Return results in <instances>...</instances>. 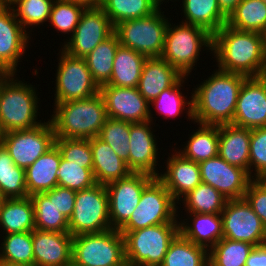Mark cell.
<instances>
[{"label":"cell","instance_id":"15","mask_svg":"<svg viewBox=\"0 0 266 266\" xmlns=\"http://www.w3.org/2000/svg\"><path fill=\"white\" fill-rule=\"evenodd\" d=\"M155 177L134 173L105 185L109 197V217L112 229H120L131 217L140 202L144 188Z\"/></svg>","mask_w":266,"mask_h":266},{"label":"cell","instance_id":"48","mask_svg":"<svg viewBox=\"0 0 266 266\" xmlns=\"http://www.w3.org/2000/svg\"><path fill=\"white\" fill-rule=\"evenodd\" d=\"M244 199L266 226V189L257 179L249 183Z\"/></svg>","mask_w":266,"mask_h":266},{"label":"cell","instance_id":"41","mask_svg":"<svg viewBox=\"0 0 266 266\" xmlns=\"http://www.w3.org/2000/svg\"><path fill=\"white\" fill-rule=\"evenodd\" d=\"M187 76H182L173 86L170 88H167L163 90L159 96L154 99L150 105H153L155 107L154 110H158V113L163 116L164 118L167 119L168 117H177L180 116L182 111H185L186 109V114L188 115V120L193 121V115H192V106H193V101H192V95L191 100H186L187 96H183L181 92V87L184 81H186ZM185 106H188L185 108Z\"/></svg>","mask_w":266,"mask_h":266},{"label":"cell","instance_id":"55","mask_svg":"<svg viewBox=\"0 0 266 266\" xmlns=\"http://www.w3.org/2000/svg\"><path fill=\"white\" fill-rule=\"evenodd\" d=\"M257 180L264 186L266 189V173L260 175Z\"/></svg>","mask_w":266,"mask_h":266},{"label":"cell","instance_id":"9","mask_svg":"<svg viewBox=\"0 0 266 266\" xmlns=\"http://www.w3.org/2000/svg\"><path fill=\"white\" fill-rule=\"evenodd\" d=\"M164 184L155 177L143 190L140 202L119 231H135L158 224H179L178 206Z\"/></svg>","mask_w":266,"mask_h":266},{"label":"cell","instance_id":"11","mask_svg":"<svg viewBox=\"0 0 266 266\" xmlns=\"http://www.w3.org/2000/svg\"><path fill=\"white\" fill-rule=\"evenodd\" d=\"M0 143L9 152L16 166L26 170L55 145V133L48 119L31 129L3 133Z\"/></svg>","mask_w":266,"mask_h":266},{"label":"cell","instance_id":"37","mask_svg":"<svg viewBox=\"0 0 266 266\" xmlns=\"http://www.w3.org/2000/svg\"><path fill=\"white\" fill-rule=\"evenodd\" d=\"M227 25L241 31L261 33L266 28V3L242 0L229 14Z\"/></svg>","mask_w":266,"mask_h":266},{"label":"cell","instance_id":"6","mask_svg":"<svg viewBox=\"0 0 266 266\" xmlns=\"http://www.w3.org/2000/svg\"><path fill=\"white\" fill-rule=\"evenodd\" d=\"M125 240L127 266H160L179 224H158L135 231H119Z\"/></svg>","mask_w":266,"mask_h":266},{"label":"cell","instance_id":"7","mask_svg":"<svg viewBox=\"0 0 266 266\" xmlns=\"http://www.w3.org/2000/svg\"><path fill=\"white\" fill-rule=\"evenodd\" d=\"M75 266H127L125 240L118 229L73 236Z\"/></svg>","mask_w":266,"mask_h":266},{"label":"cell","instance_id":"50","mask_svg":"<svg viewBox=\"0 0 266 266\" xmlns=\"http://www.w3.org/2000/svg\"><path fill=\"white\" fill-rule=\"evenodd\" d=\"M245 266H266V243L253 248Z\"/></svg>","mask_w":266,"mask_h":266},{"label":"cell","instance_id":"3","mask_svg":"<svg viewBox=\"0 0 266 266\" xmlns=\"http://www.w3.org/2000/svg\"><path fill=\"white\" fill-rule=\"evenodd\" d=\"M49 119L55 138L91 139L98 134L108 119L100 93L79 100L55 103Z\"/></svg>","mask_w":266,"mask_h":266},{"label":"cell","instance_id":"26","mask_svg":"<svg viewBox=\"0 0 266 266\" xmlns=\"http://www.w3.org/2000/svg\"><path fill=\"white\" fill-rule=\"evenodd\" d=\"M61 158L60 150L54 145L25 170L28 196L43 193L58 186V168Z\"/></svg>","mask_w":266,"mask_h":266},{"label":"cell","instance_id":"36","mask_svg":"<svg viewBox=\"0 0 266 266\" xmlns=\"http://www.w3.org/2000/svg\"><path fill=\"white\" fill-rule=\"evenodd\" d=\"M0 194L3 199L28 197L25 169L16 166L0 143Z\"/></svg>","mask_w":266,"mask_h":266},{"label":"cell","instance_id":"32","mask_svg":"<svg viewBox=\"0 0 266 266\" xmlns=\"http://www.w3.org/2000/svg\"><path fill=\"white\" fill-rule=\"evenodd\" d=\"M161 4V0H102L101 8L115 26L123 21L150 16Z\"/></svg>","mask_w":266,"mask_h":266},{"label":"cell","instance_id":"18","mask_svg":"<svg viewBox=\"0 0 266 266\" xmlns=\"http://www.w3.org/2000/svg\"><path fill=\"white\" fill-rule=\"evenodd\" d=\"M234 125L249 129L266 127V76L248 77L238 93Z\"/></svg>","mask_w":266,"mask_h":266},{"label":"cell","instance_id":"47","mask_svg":"<svg viewBox=\"0 0 266 266\" xmlns=\"http://www.w3.org/2000/svg\"><path fill=\"white\" fill-rule=\"evenodd\" d=\"M264 173H266V127L254 128L251 129L250 140V176L257 179Z\"/></svg>","mask_w":266,"mask_h":266},{"label":"cell","instance_id":"58","mask_svg":"<svg viewBox=\"0 0 266 266\" xmlns=\"http://www.w3.org/2000/svg\"><path fill=\"white\" fill-rule=\"evenodd\" d=\"M6 4L8 5L12 0H5Z\"/></svg>","mask_w":266,"mask_h":266},{"label":"cell","instance_id":"23","mask_svg":"<svg viewBox=\"0 0 266 266\" xmlns=\"http://www.w3.org/2000/svg\"><path fill=\"white\" fill-rule=\"evenodd\" d=\"M251 129L230 124L219 125L218 155L230 165L250 174Z\"/></svg>","mask_w":266,"mask_h":266},{"label":"cell","instance_id":"39","mask_svg":"<svg viewBox=\"0 0 266 266\" xmlns=\"http://www.w3.org/2000/svg\"><path fill=\"white\" fill-rule=\"evenodd\" d=\"M30 197L34 204L35 229L69 233V220L58 211L54 198H48L44 193H35Z\"/></svg>","mask_w":266,"mask_h":266},{"label":"cell","instance_id":"25","mask_svg":"<svg viewBox=\"0 0 266 266\" xmlns=\"http://www.w3.org/2000/svg\"><path fill=\"white\" fill-rule=\"evenodd\" d=\"M93 157V175L97 184L126 178L132 171L116 152L98 137L89 139Z\"/></svg>","mask_w":266,"mask_h":266},{"label":"cell","instance_id":"49","mask_svg":"<svg viewBox=\"0 0 266 266\" xmlns=\"http://www.w3.org/2000/svg\"><path fill=\"white\" fill-rule=\"evenodd\" d=\"M43 193L48 198H54L55 206L64 217L68 220L71 218L75 206L76 191L56 186L52 190H48Z\"/></svg>","mask_w":266,"mask_h":266},{"label":"cell","instance_id":"24","mask_svg":"<svg viewBox=\"0 0 266 266\" xmlns=\"http://www.w3.org/2000/svg\"><path fill=\"white\" fill-rule=\"evenodd\" d=\"M183 75L161 57L147 58L137 89L151 103L159 94L173 86Z\"/></svg>","mask_w":266,"mask_h":266},{"label":"cell","instance_id":"16","mask_svg":"<svg viewBox=\"0 0 266 266\" xmlns=\"http://www.w3.org/2000/svg\"><path fill=\"white\" fill-rule=\"evenodd\" d=\"M108 118L130 123L153 122L150 103L139 93L137 87L125 88L104 84L100 86Z\"/></svg>","mask_w":266,"mask_h":266},{"label":"cell","instance_id":"2","mask_svg":"<svg viewBox=\"0 0 266 266\" xmlns=\"http://www.w3.org/2000/svg\"><path fill=\"white\" fill-rule=\"evenodd\" d=\"M246 76L216 70L192 91L193 122L205 125L233 123L238 93Z\"/></svg>","mask_w":266,"mask_h":266},{"label":"cell","instance_id":"14","mask_svg":"<svg viewBox=\"0 0 266 266\" xmlns=\"http://www.w3.org/2000/svg\"><path fill=\"white\" fill-rule=\"evenodd\" d=\"M113 33L114 26L101 7L86 8L73 35L61 49L70 56L84 58Z\"/></svg>","mask_w":266,"mask_h":266},{"label":"cell","instance_id":"52","mask_svg":"<svg viewBox=\"0 0 266 266\" xmlns=\"http://www.w3.org/2000/svg\"><path fill=\"white\" fill-rule=\"evenodd\" d=\"M83 5L86 8L101 7L102 0H68Z\"/></svg>","mask_w":266,"mask_h":266},{"label":"cell","instance_id":"12","mask_svg":"<svg viewBox=\"0 0 266 266\" xmlns=\"http://www.w3.org/2000/svg\"><path fill=\"white\" fill-rule=\"evenodd\" d=\"M60 51L54 103L87 99L98 94L100 87L93 80L85 59L70 56L62 49Z\"/></svg>","mask_w":266,"mask_h":266},{"label":"cell","instance_id":"46","mask_svg":"<svg viewBox=\"0 0 266 266\" xmlns=\"http://www.w3.org/2000/svg\"><path fill=\"white\" fill-rule=\"evenodd\" d=\"M55 145L60 150L65 161L82 164V167L93 169V157L89 139L55 138Z\"/></svg>","mask_w":266,"mask_h":266},{"label":"cell","instance_id":"45","mask_svg":"<svg viewBox=\"0 0 266 266\" xmlns=\"http://www.w3.org/2000/svg\"><path fill=\"white\" fill-rule=\"evenodd\" d=\"M96 183L93 169L82 167L61 158L58 168V186L69 188L73 191H81L93 187Z\"/></svg>","mask_w":266,"mask_h":266},{"label":"cell","instance_id":"40","mask_svg":"<svg viewBox=\"0 0 266 266\" xmlns=\"http://www.w3.org/2000/svg\"><path fill=\"white\" fill-rule=\"evenodd\" d=\"M255 245L222 238L208 250L209 266H245Z\"/></svg>","mask_w":266,"mask_h":266},{"label":"cell","instance_id":"51","mask_svg":"<svg viewBox=\"0 0 266 266\" xmlns=\"http://www.w3.org/2000/svg\"><path fill=\"white\" fill-rule=\"evenodd\" d=\"M242 0H218L219 6L221 10L229 16V14L235 9V7L241 2Z\"/></svg>","mask_w":266,"mask_h":266},{"label":"cell","instance_id":"13","mask_svg":"<svg viewBox=\"0 0 266 266\" xmlns=\"http://www.w3.org/2000/svg\"><path fill=\"white\" fill-rule=\"evenodd\" d=\"M221 216L223 238L255 246L266 243V226L244 198L227 200Z\"/></svg>","mask_w":266,"mask_h":266},{"label":"cell","instance_id":"56","mask_svg":"<svg viewBox=\"0 0 266 266\" xmlns=\"http://www.w3.org/2000/svg\"><path fill=\"white\" fill-rule=\"evenodd\" d=\"M6 4L5 0H0V7L4 6Z\"/></svg>","mask_w":266,"mask_h":266},{"label":"cell","instance_id":"4","mask_svg":"<svg viewBox=\"0 0 266 266\" xmlns=\"http://www.w3.org/2000/svg\"><path fill=\"white\" fill-rule=\"evenodd\" d=\"M12 76L0 89V123L2 132L31 129L43 123L38 118L36 88ZM16 78V79H15Z\"/></svg>","mask_w":266,"mask_h":266},{"label":"cell","instance_id":"20","mask_svg":"<svg viewBox=\"0 0 266 266\" xmlns=\"http://www.w3.org/2000/svg\"><path fill=\"white\" fill-rule=\"evenodd\" d=\"M152 122L130 123L129 169L134 173H146L158 177V146L151 130ZM157 170V171H156Z\"/></svg>","mask_w":266,"mask_h":266},{"label":"cell","instance_id":"42","mask_svg":"<svg viewBox=\"0 0 266 266\" xmlns=\"http://www.w3.org/2000/svg\"><path fill=\"white\" fill-rule=\"evenodd\" d=\"M54 1L55 0H12L8 5L11 7L15 18L26 30L27 27H32L33 29L35 26H40L49 21Z\"/></svg>","mask_w":266,"mask_h":266},{"label":"cell","instance_id":"44","mask_svg":"<svg viewBox=\"0 0 266 266\" xmlns=\"http://www.w3.org/2000/svg\"><path fill=\"white\" fill-rule=\"evenodd\" d=\"M86 7L68 0H55L50 13L49 24L64 34L73 35Z\"/></svg>","mask_w":266,"mask_h":266},{"label":"cell","instance_id":"17","mask_svg":"<svg viewBox=\"0 0 266 266\" xmlns=\"http://www.w3.org/2000/svg\"><path fill=\"white\" fill-rule=\"evenodd\" d=\"M201 182L211 185L227 200L242 199L249 183L250 174L237 166L230 165L219 155L199 163Z\"/></svg>","mask_w":266,"mask_h":266},{"label":"cell","instance_id":"10","mask_svg":"<svg viewBox=\"0 0 266 266\" xmlns=\"http://www.w3.org/2000/svg\"><path fill=\"white\" fill-rule=\"evenodd\" d=\"M109 197L105 185L76 192L75 206L69 219L72 236L100 233L110 230Z\"/></svg>","mask_w":266,"mask_h":266},{"label":"cell","instance_id":"43","mask_svg":"<svg viewBox=\"0 0 266 266\" xmlns=\"http://www.w3.org/2000/svg\"><path fill=\"white\" fill-rule=\"evenodd\" d=\"M98 138L107 143L127 163L129 168L130 122L108 118L101 128Z\"/></svg>","mask_w":266,"mask_h":266},{"label":"cell","instance_id":"57","mask_svg":"<svg viewBox=\"0 0 266 266\" xmlns=\"http://www.w3.org/2000/svg\"><path fill=\"white\" fill-rule=\"evenodd\" d=\"M2 135H3V132H2V127H1V123H0V138Z\"/></svg>","mask_w":266,"mask_h":266},{"label":"cell","instance_id":"33","mask_svg":"<svg viewBox=\"0 0 266 266\" xmlns=\"http://www.w3.org/2000/svg\"><path fill=\"white\" fill-rule=\"evenodd\" d=\"M119 46L118 37L113 33L84 57L92 78L99 87L110 81L115 54Z\"/></svg>","mask_w":266,"mask_h":266},{"label":"cell","instance_id":"38","mask_svg":"<svg viewBox=\"0 0 266 266\" xmlns=\"http://www.w3.org/2000/svg\"><path fill=\"white\" fill-rule=\"evenodd\" d=\"M183 201L187 213L221 214L227 199L211 185L200 183L179 201Z\"/></svg>","mask_w":266,"mask_h":266},{"label":"cell","instance_id":"22","mask_svg":"<svg viewBox=\"0 0 266 266\" xmlns=\"http://www.w3.org/2000/svg\"><path fill=\"white\" fill-rule=\"evenodd\" d=\"M172 151L176 153L167 158L166 171L157 178L178 204L179 199L201 183V173L199 163L184 158L176 149Z\"/></svg>","mask_w":266,"mask_h":266},{"label":"cell","instance_id":"8","mask_svg":"<svg viewBox=\"0 0 266 266\" xmlns=\"http://www.w3.org/2000/svg\"><path fill=\"white\" fill-rule=\"evenodd\" d=\"M159 8L150 16L123 21L114 26L121 46L146 56L160 57L164 47L168 18Z\"/></svg>","mask_w":266,"mask_h":266},{"label":"cell","instance_id":"31","mask_svg":"<svg viewBox=\"0 0 266 266\" xmlns=\"http://www.w3.org/2000/svg\"><path fill=\"white\" fill-rule=\"evenodd\" d=\"M199 125L191 134L183 150L178 149L184 158L196 163L218 156L219 151V125Z\"/></svg>","mask_w":266,"mask_h":266},{"label":"cell","instance_id":"53","mask_svg":"<svg viewBox=\"0 0 266 266\" xmlns=\"http://www.w3.org/2000/svg\"><path fill=\"white\" fill-rule=\"evenodd\" d=\"M12 72L0 63V89L1 86L12 76Z\"/></svg>","mask_w":266,"mask_h":266},{"label":"cell","instance_id":"54","mask_svg":"<svg viewBox=\"0 0 266 266\" xmlns=\"http://www.w3.org/2000/svg\"><path fill=\"white\" fill-rule=\"evenodd\" d=\"M260 34L262 38V49L266 60V28Z\"/></svg>","mask_w":266,"mask_h":266},{"label":"cell","instance_id":"27","mask_svg":"<svg viewBox=\"0 0 266 266\" xmlns=\"http://www.w3.org/2000/svg\"><path fill=\"white\" fill-rule=\"evenodd\" d=\"M192 224L179 221L180 233L196 245L210 249L223 238V225L221 214L188 213ZM192 217V218H191Z\"/></svg>","mask_w":266,"mask_h":266},{"label":"cell","instance_id":"35","mask_svg":"<svg viewBox=\"0 0 266 266\" xmlns=\"http://www.w3.org/2000/svg\"><path fill=\"white\" fill-rule=\"evenodd\" d=\"M160 266H209L208 249L179 233L171 242Z\"/></svg>","mask_w":266,"mask_h":266},{"label":"cell","instance_id":"21","mask_svg":"<svg viewBox=\"0 0 266 266\" xmlns=\"http://www.w3.org/2000/svg\"><path fill=\"white\" fill-rule=\"evenodd\" d=\"M72 240L70 233L34 229L32 243L34 266H67L72 263Z\"/></svg>","mask_w":266,"mask_h":266},{"label":"cell","instance_id":"5","mask_svg":"<svg viewBox=\"0 0 266 266\" xmlns=\"http://www.w3.org/2000/svg\"><path fill=\"white\" fill-rule=\"evenodd\" d=\"M203 46L212 51L213 35L207 30L185 23L172 26L169 21L160 57L182 75L189 76Z\"/></svg>","mask_w":266,"mask_h":266},{"label":"cell","instance_id":"28","mask_svg":"<svg viewBox=\"0 0 266 266\" xmlns=\"http://www.w3.org/2000/svg\"><path fill=\"white\" fill-rule=\"evenodd\" d=\"M0 228L3 234L32 232L35 229L34 204L30 196L0 201Z\"/></svg>","mask_w":266,"mask_h":266},{"label":"cell","instance_id":"34","mask_svg":"<svg viewBox=\"0 0 266 266\" xmlns=\"http://www.w3.org/2000/svg\"><path fill=\"white\" fill-rule=\"evenodd\" d=\"M0 244V264L6 266H34L32 232L3 235Z\"/></svg>","mask_w":266,"mask_h":266},{"label":"cell","instance_id":"19","mask_svg":"<svg viewBox=\"0 0 266 266\" xmlns=\"http://www.w3.org/2000/svg\"><path fill=\"white\" fill-rule=\"evenodd\" d=\"M30 39L29 31L15 18L11 7L7 4L0 7V63L13 74Z\"/></svg>","mask_w":266,"mask_h":266},{"label":"cell","instance_id":"30","mask_svg":"<svg viewBox=\"0 0 266 266\" xmlns=\"http://www.w3.org/2000/svg\"><path fill=\"white\" fill-rule=\"evenodd\" d=\"M146 59V56L135 50L120 45L115 54L112 75L107 85L137 87Z\"/></svg>","mask_w":266,"mask_h":266},{"label":"cell","instance_id":"29","mask_svg":"<svg viewBox=\"0 0 266 266\" xmlns=\"http://www.w3.org/2000/svg\"><path fill=\"white\" fill-rule=\"evenodd\" d=\"M182 8L186 19L181 23L199 26L212 35L227 24L228 16L218 0H182Z\"/></svg>","mask_w":266,"mask_h":266},{"label":"cell","instance_id":"1","mask_svg":"<svg viewBox=\"0 0 266 266\" xmlns=\"http://www.w3.org/2000/svg\"><path fill=\"white\" fill-rule=\"evenodd\" d=\"M218 70L248 77L266 74V60L259 32L241 31L225 24L213 35L212 52Z\"/></svg>","mask_w":266,"mask_h":266}]
</instances>
